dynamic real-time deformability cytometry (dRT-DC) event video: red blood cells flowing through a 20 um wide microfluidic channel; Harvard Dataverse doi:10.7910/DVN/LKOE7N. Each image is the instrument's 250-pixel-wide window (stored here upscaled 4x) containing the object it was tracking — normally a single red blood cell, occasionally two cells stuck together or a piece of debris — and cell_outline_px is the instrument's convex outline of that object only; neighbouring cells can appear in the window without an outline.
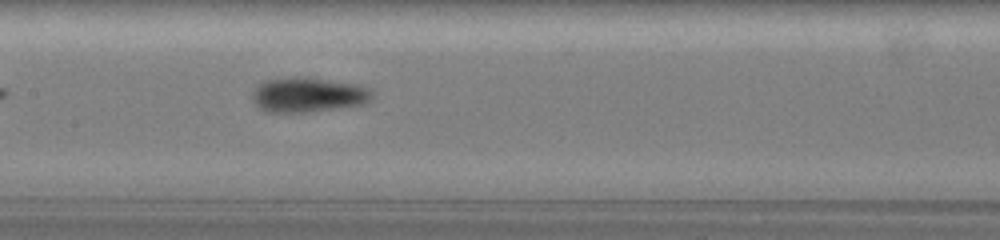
{"species": "common noctule bat (a hibernating species)", "species_latin": "Nyctalus noctula", "temperature_condition": "warm", "stored_images_in_passage": 39, "camera_frame_rate_fps": 3000, "um_per_image_px": 0.085, "animal": {"sex": "female", "body_mass_g": 19.5, "forearm_length_mm": 54.1}, "frame": {"image": 1, "passage_image": 12, "time_ms": 3.667, "image_size_px": [1000, 240], "cell_outline_px": [[372, 96], [368, 100], [360, 104], [308, 112], [264, 112], [256, 104], [252, 96], [256, 88], [264, 80], [288, 76], [296, 76], [360, 84], [368, 88], [372, 92]], "centroid_in_image_um": [26.15, 8.04], "position_along_channel_um": 181.3, "area_um2": 24.04}}